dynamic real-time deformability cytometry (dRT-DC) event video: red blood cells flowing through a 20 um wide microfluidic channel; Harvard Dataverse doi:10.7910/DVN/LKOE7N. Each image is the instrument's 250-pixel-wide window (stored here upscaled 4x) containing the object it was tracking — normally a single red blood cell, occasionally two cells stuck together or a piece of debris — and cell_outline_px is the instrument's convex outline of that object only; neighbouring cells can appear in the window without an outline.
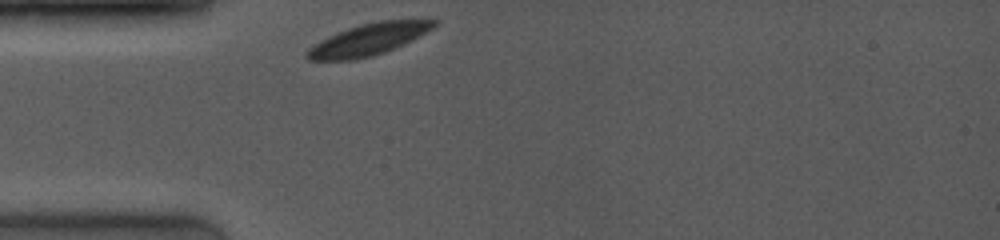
{"species": "common noctule bat (a hibernating species)", "species_latin": "Nyctalus noctula", "temperature_condition": "room temperature", "stored_images_in_passage": 30, "camera_frame_rate_fps": 4000, "um_per_image_px": 0.085, "animal": {"sex": "female", "body_mass_g": 19.0, "forearm_length_mm": 53.3}, "frame": {"image": 1, "passage_image": 1, "time_ms": 0.0, "image_size_px": [1000, 240], "cell_outline_px": [[440, 20], [432, 28], [384, 52], [372, 56], [356, 60], [308, 60], [304, 56], [304, 52], [308, 48], [320, 40], [328, 36], [348, 28], [380, 20]], "centroid_in_image_um": [31.2, 3.37], "position_along_channel_um": 53.8, "area_um2": 22.83}}
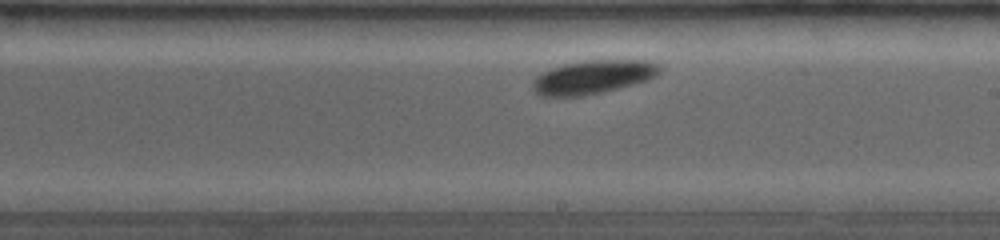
{"frame": {"image": 2, "passage_image": 16, "time_ms": 5.0, "image_size_px": [1000, 240], "cell_outline_px": [[660, 72], [656, 76], [648, 80], [636, 84], [600, 92], [580, 96], [540, 96], [532, 88], [532, 80], [536, 76], [548, 68], [564, 64], [584, 60], [648, 60], [660, 64]], "centroid_in_image_um": [50.4, 6.53], "position_along_channel_um": 238.6, "area_um2": 25.09}}
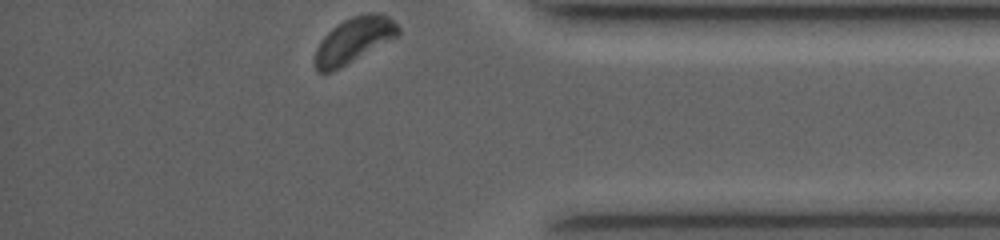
{"frame": {"image": 3, "passage_image": 30, "time_ms": 9.5, "image_size_px": [1000, 240], "cell_outline_px": [[400, 36], [340, 68], [332, 72], [316, 72], [316, 48], [324, 36], [332, 28], [344, 20], [352, 16], [368, 12], [376, 12], [388, 16], [400, 28]], "centroid_in_image_um": [30.12, 3.41], "position_along_channel_um": 405.1, "area_um2": 22.08}, "authors_computed_cell_mechanics": {"area_um2": 24.1315, "velocity_mm_per_s": 3.8639, "shape_relaxation_time_tau1_ms": 0.8859, "shape_relaxation_time_tau2_ms": null, "deformation_change_tau1": 0.0288, "deformation_change_tau2": null}}